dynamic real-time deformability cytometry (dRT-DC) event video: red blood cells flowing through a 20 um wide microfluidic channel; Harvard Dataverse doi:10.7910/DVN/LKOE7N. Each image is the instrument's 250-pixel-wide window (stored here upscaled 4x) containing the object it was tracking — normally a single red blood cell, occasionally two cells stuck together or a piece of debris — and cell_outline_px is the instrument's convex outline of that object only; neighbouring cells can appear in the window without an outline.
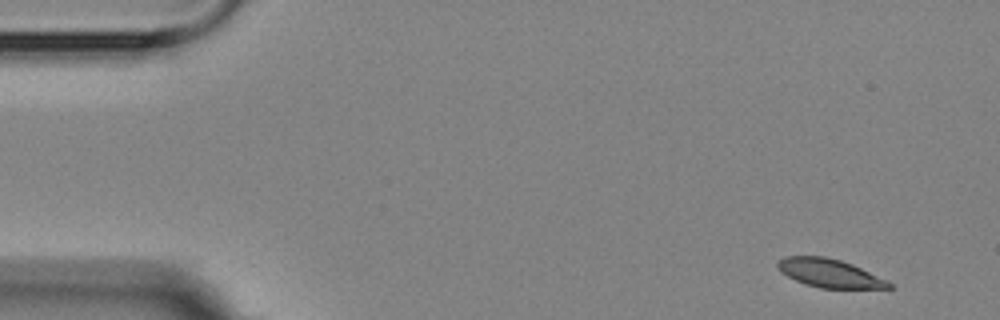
{"species": "Egyptian fruit bat (a non-hibernating species)", "species_latin": "Rousettus aegyptiacus", "temperature_condition": "room temperature", "stored_images_in_passage": 16, "camera_frame_rate_fps": 3000, "um_per_image_px": 0.085, "animal": {"sex": "female"}, "frame": {"image": 1, "passage_image": 1, "time_ms": 0.0, "image_size_px": [1000, 320], "cell_outline_px": [[892, 288], [820, 288], [804, 284], [780, 272], [776, 264], [784, 256], [824, 256], [840, 260], [852, 264], [892, 284]], "centroid_in_image_um": [70.44, 23.21], "position_along_channel_um": 14.6, "area_um2": 18.09}}
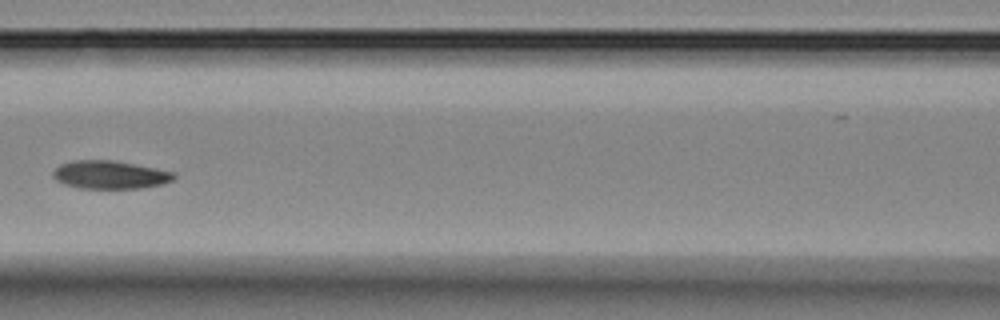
{"frame": {"image": 2, "passage_image": 7, "time_ms": 7.0, "image_size_px": [1000, 320], "cell_outline_px": [[176, 176], [172, 180], [164, 184], [140, 188], [80, 188], [64, 184], [56, 180], [52, 176], [52, 172], [60, 164], [72, 160], [112, 160], [156, 168], [176, 172]], "centroid_in_image_um": [9.35, 14.85], "position_along_channel_um": 157.2, "area_um2": 19.88}}
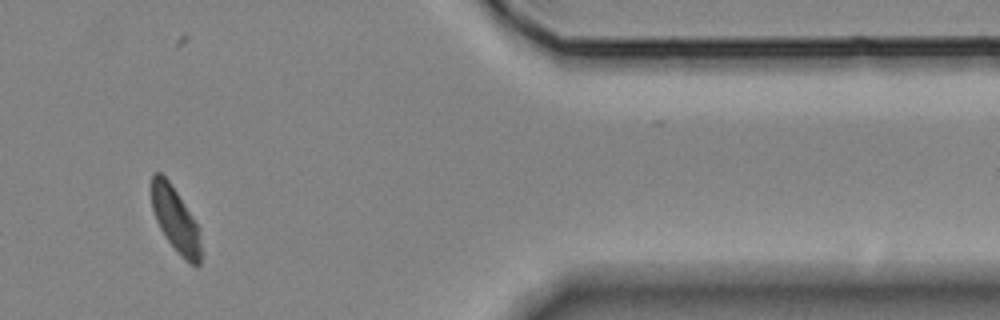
{"frame": {"image": 3, "passage_image": 14, "time_ms": 14.667, "image_size_px": [1000, 320], "cell_outline_px": [[200, 264], [196, 268], [180, 256], [168, 240], [160, 228], [156, 220], [152, 208], [152, 176], [156, 172], [160, 172], [168, 180], [192, 216], [200, 232]], "centroid_in_image_um": [14.92, 18.71], "position_along_channel_um": 396.5, "area_um2": 18.21}, "authors_computed_cell_mechanics": {"area_um2": 20.0855, "velocity_mm_per_s": 3.5446, "shape_relaxation_time_tau1_ms": 3.2588, "shape_relaxation_time_tau2_ms": 2.8448, "deformation_change_tau1": 0.0844, "deformation_change_tau2": 0.0495}}